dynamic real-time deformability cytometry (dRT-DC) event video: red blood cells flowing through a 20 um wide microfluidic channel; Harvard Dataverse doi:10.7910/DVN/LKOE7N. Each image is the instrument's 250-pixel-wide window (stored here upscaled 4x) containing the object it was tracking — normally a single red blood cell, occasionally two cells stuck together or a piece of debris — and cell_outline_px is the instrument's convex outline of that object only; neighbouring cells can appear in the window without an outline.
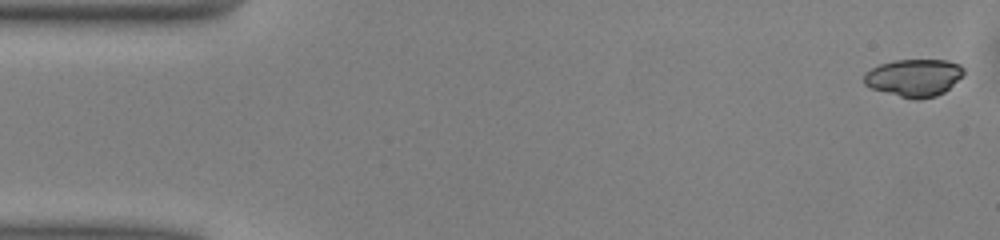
{"species": "common noctule bat (a hibernating species)", "species_latin": "Nyctalus noctula", "temperature_condition": "warm", "stored_images_in_passage": 50, "camera_frame_rate_fps": 3000, "um_per_image_px": 0.085, "animal": {"sex": "male", "body_mass_g": 13.0, "forearm_length_mm": 53.1}, "frame": {"image": 1, "passage_image": 1, "time_ms": 0.0, "image_size_px": [1000, 240], "cell_outline_px": [[964, 72], [944, 92], [936, 96], [920, 100], [912, 100], [872, 88], [864, 84], [864, 72], [880, 64], [896, 60], [948, 60], [960, 64], [964, 68]], "centroid_in_image_um": [77.68, 6.61], "position_along_channel_um": 7.3, "area_um2": 21.68}}
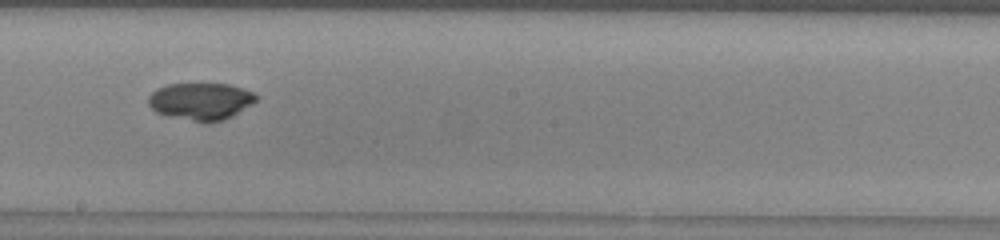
{"frame": {"image": 2, "passage_image": 27, "time_ms": 8.667, "image_size_px": [1000, 240], "cell_outline_px": [[256, 100], [232, 116], [224, 120], [208, 124], [204, 124], [168, 116], [156, 112], [148, 104], [148, 96], [156, 88], [168, 84], [228, 84], [252, 92], [256, 96]], "centroid_in_image_um": [17.01, 8.63], "position_along_channel_um": 231.2, "area_um2": 23.41}}
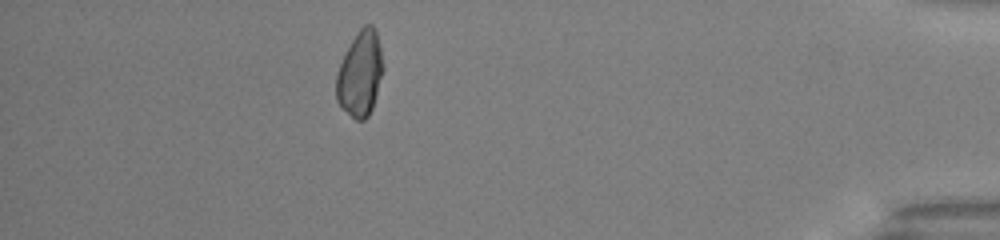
{"frame": {"image": 3, "passage_image": 44, "time_ms": 14.333, "image_size_px": [1000, 240], "cell_outline_px": [[384, 68], [372, 108], [368, 116], [364, 120], [356, 120], [336, 100], [336, 76], [340, 64], [356, 32], [364, 24], [372, 24], [376, 32], [380, 44]], "centroid_in_image_um": [30.63, 6.24], "position_along_channel_um": 404.6, "area_um2": 23.0}, "authors_computed_cell_mechanics": {"area_um2": 23.4379, "velocity_mm_per_s": 4.0682, "shape_relaxation_time_tau1_ms": 5.9943, "shape_relaxation_time_tau2_ms": null, "deformation_change_tau1": 0.1305, "deformation_change_tau2": null}}